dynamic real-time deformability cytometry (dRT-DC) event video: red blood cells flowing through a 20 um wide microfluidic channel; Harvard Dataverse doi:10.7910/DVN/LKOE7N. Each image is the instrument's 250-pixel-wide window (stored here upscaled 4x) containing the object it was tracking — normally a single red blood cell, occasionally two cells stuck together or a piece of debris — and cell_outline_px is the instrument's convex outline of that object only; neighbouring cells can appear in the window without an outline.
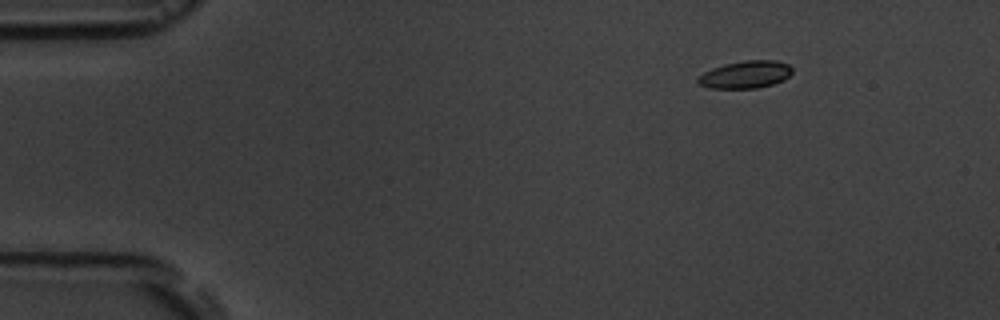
{"species": "common noctule bat (a hibernating species)", "species_latin": "Nyctalus noctula", "temperature_condition": "room temperature", "stored_images_in_passage": 5, "camera_frame_rate_fps": 3000, "um_per_image_px": 0.085, "animal": {"sex": "male", "body_mass_g": 19.5, "forearm_length_mm": 54.6}, "frame": {"image": 1, "passage_image": 1, "time_ms": 0.0, "image_size_px": [1000, 320], "cell_outline_px": [[792, 72], [784, 80], [772, 84], [756, 88], [708, 88], [700, 84], [696, 80], [704, 72], [712, 68], [724, 64], [744, 60], [776, 60], [788, 64], [792, 68]], "centroid_in_image_um": [63.37, 6.33], "position_along_channel_um": 21.6, "area_um2": 15.03}}
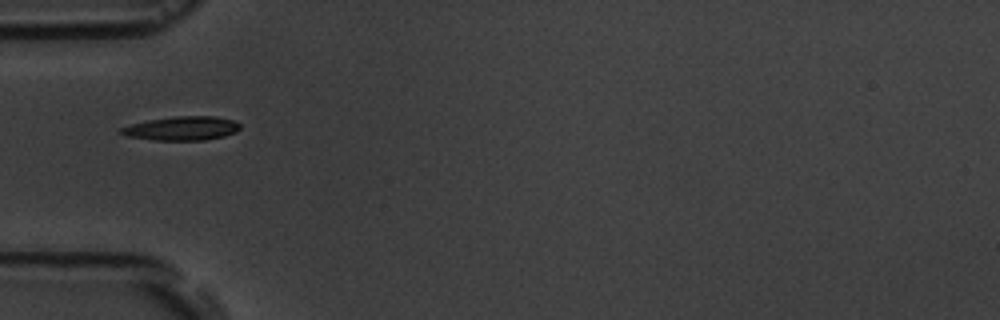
{"frame": {"image": 2, "passage_image": 4, "time_ms": 3.667, "image_size_px": [1000, 320], "cell_outline_px": [[240, 128], [236, 132], [224, 136], [204, 140], [152, 140], [124, 136], [116, 132], [120, 128], [132, 124], [148, 120], [176, 116], [216, 116], [232, 120], [240, 124]], "centroid_in_image_um": [15.41, 10.92], "position_along_channel_um": 69.6, "area_um2": 16.7}}
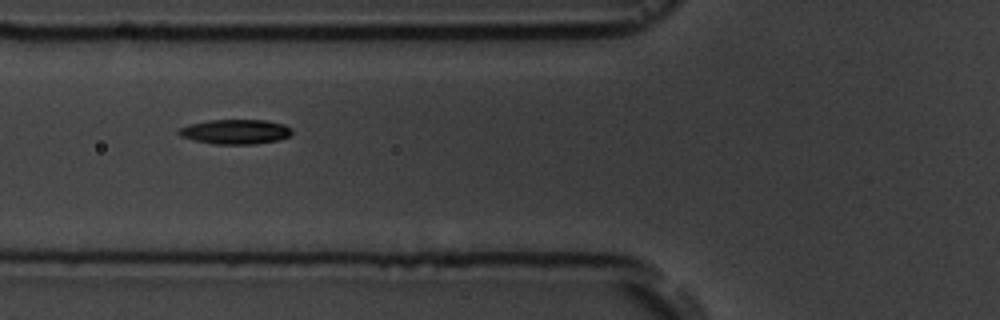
{"frame": {"image": 3, "passage_image": 5, "time_ms": 4.667, "image_size_px": [1000, 320], "cell_outline_px": [[292, 132], [288, 136], [280, 140], [252, 144], [216, 144], [196, 140], [180, 136], [176, 132], [180, 128], [192, 124], [208, 120], [268, 120], [284, 124], [292, 128]], "centroid_in_image_um": [20.05, 11.19], "position_along_channel_um": 105.8, "area_um2": 16.18}}